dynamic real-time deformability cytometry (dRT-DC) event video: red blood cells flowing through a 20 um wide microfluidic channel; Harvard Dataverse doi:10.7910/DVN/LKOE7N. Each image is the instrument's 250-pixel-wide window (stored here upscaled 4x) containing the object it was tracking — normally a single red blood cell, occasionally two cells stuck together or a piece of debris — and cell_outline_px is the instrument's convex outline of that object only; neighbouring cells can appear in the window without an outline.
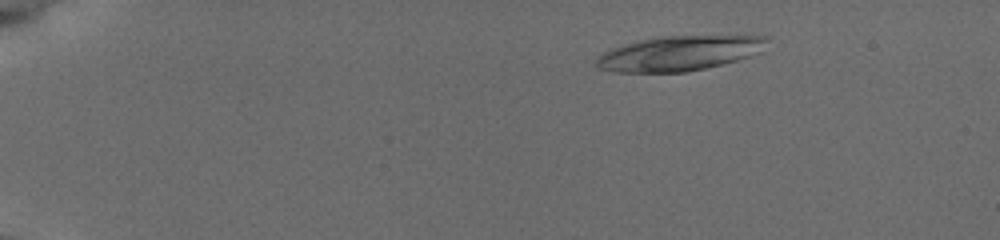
{"species": "common noctule bat (a hibernating species)", "species_latin": "Nyctalus noctula", "temperature_condition": "cold", "stored_images_in_passage": 56, "camera_frame_rate_fps": 3000, "um_per_image_px": 0.085, "animal": {"sex": "female", "body_mass_g": 19.5, "forearm_length_mm": 54.1}, "frame": {"image": 1, "passage_image": 9, "time_ms": 2.667, "image_size_px": [1000, 240], "cell_outline_px": [[760, 40], [744, 56], [720, 64], [704, 68], [684, 72], [620, 72], [600, 68], [596, 64], [596, 60], [600, 56], [612, 48], [624, 44], [640, 40], [660, 36], [756, 36]], "centroid_in_image_um": [57.43, 4.55], "position_along_channel_um": 27.6, "area_um2": 32.43}}
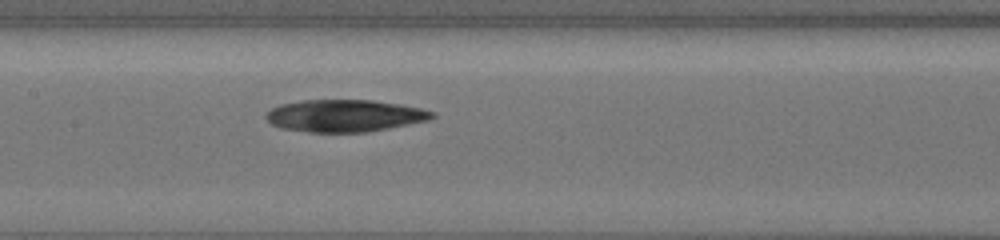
{"frame": {"image": 2, "passage_image": 30, "time_ms": 9.667, "image_size_px": [1000, 240], "cell_outline_px": [[436, 116], [428, 120], [388, 128], [364, 132], [308, 132], [284, 128], [272, 124], [264, 116], [272, 108], [280, 104], [300, 100], [372, 100], [400, 104], [420, 108], [436, 112]], "centroid_in_image_um": [29.3, 9.83], "position_along_channel_um": 178.1, "area_um2": 30.98}}
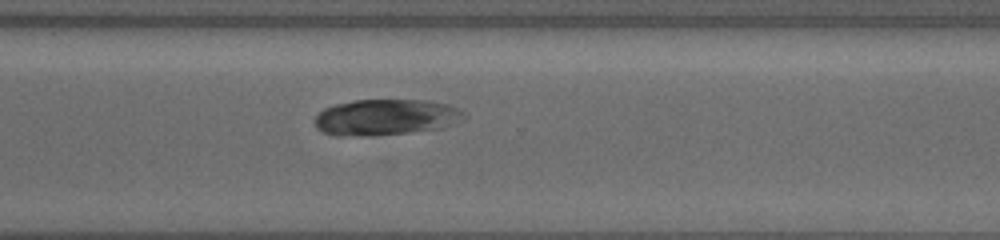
{"frame": {"image": 3, "passage_image": 43, "time_ms": 14.0, "image_size_px": [1000, 240], "cell_outline_px": [[460, 112], [440, 128], [408, 132], [360, 136], [336, 136], [324, 132], [316, 128], [316, 116], [324, 108], [336, 104], [352, 100], [428, 100], [448, 104], [456, 108]], "centroid_in_image_um": [32.59, 9.95], "position_along_channel_um": 338.0, "area_um2": 30.17}}